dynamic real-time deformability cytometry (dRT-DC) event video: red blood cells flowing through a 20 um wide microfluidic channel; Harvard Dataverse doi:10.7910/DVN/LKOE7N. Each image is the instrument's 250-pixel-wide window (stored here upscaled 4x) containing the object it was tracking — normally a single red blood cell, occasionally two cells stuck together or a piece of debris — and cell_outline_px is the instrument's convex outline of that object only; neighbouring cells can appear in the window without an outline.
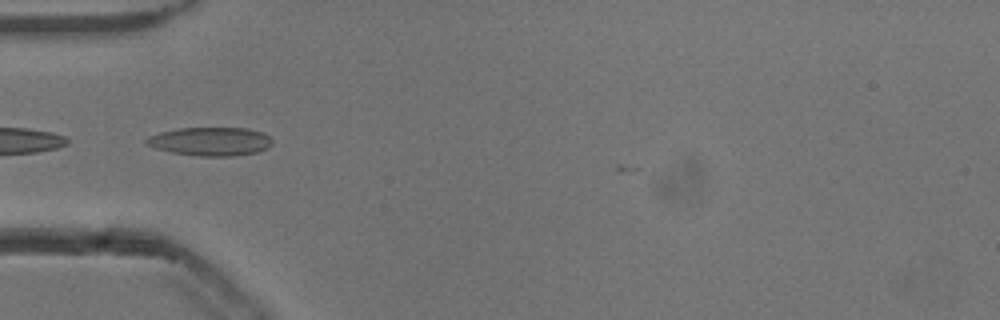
{"species": "common noctule bat (a hibernating species)", "species_latin": "Nyctalus noctula", "temperature_condition": "cold", "stored_images_in_passage": 48, "camera_frame_rate_fps": 3000, "um_per_image_px": 0.085, "animal": {"sex": "male", "body_mass_g": 13.3}, "frame": {"image": 1, "passage_image": 16, "time_ms": 5.0, "image_size_px": [1000, 320], "cell_outline_px": [[272, 144], [268, 148], [256, 152], [232, 156], [200, 156], [172, 152], [156, 148], [148, 144], [144, 140], [148, 136], [160, 132], [180, 128], [248, 128], [260, 132], [268, 136], [272, 140]], "centroid_in_image_um": [17.89, 12.02], "position_along_channel_um": 67.1, "area_um2": 20.75}}
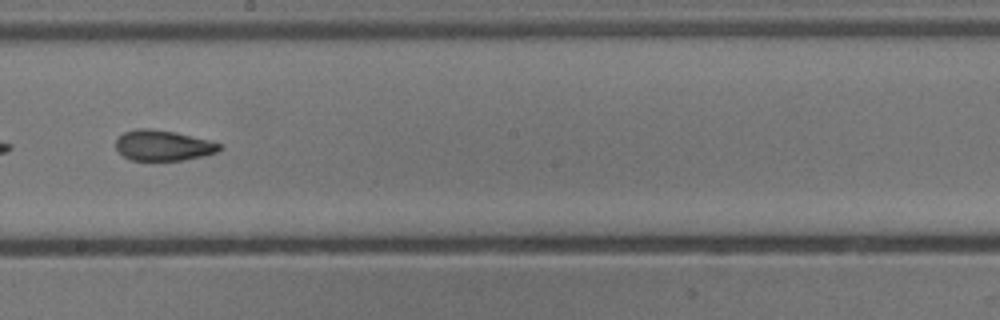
{"frame": {"image": 2, "passage_image": 29, "time_ms": 9.333, "image_size_px": [1000, 320], "cell_outline_px": [[224, 148], [216, 152], [204, 156], [184, 160], [132, 160], [124, 156], [116, 148], [116, 140], [124, 132], [136, 128], [148, 128], [176, 132], [224, 144]], "centroid_in_image_um": [13.91, 12.36], "position_along_channel_um": 234.3, "area_um2": 18.5}}
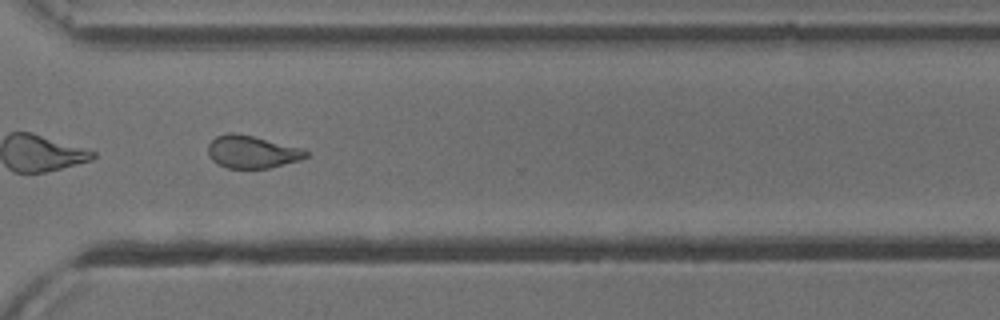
{"frame": {"image": 3, "passage_image": 38, "time_ms": 12.333, "image_size_px": [1000, 320], "cell_outline_px": [[308, 156], [300, 160], [268, 168], [228, 168], [212, 160], [208, 156], [208, 144], [216, 136], [228, 132], [232, 132], [252, 136], [304, 148], [308, 152]], "centroid_in_image_um": [21.42, 12.9], "position_along_channel_um": 349.2, "area_um2": 18.55}, "authors_computed_cell_mechanics": {"area_um2": 19.4208, "velocity_mm_per_s": 3.8453, "shape_relaxation_time_tau1_ms": null, "shape_relaxation_time_tau2_ms": 2.4506, "deformation_change_tau1": null, "deformation_change_tau2": 0.0965}}